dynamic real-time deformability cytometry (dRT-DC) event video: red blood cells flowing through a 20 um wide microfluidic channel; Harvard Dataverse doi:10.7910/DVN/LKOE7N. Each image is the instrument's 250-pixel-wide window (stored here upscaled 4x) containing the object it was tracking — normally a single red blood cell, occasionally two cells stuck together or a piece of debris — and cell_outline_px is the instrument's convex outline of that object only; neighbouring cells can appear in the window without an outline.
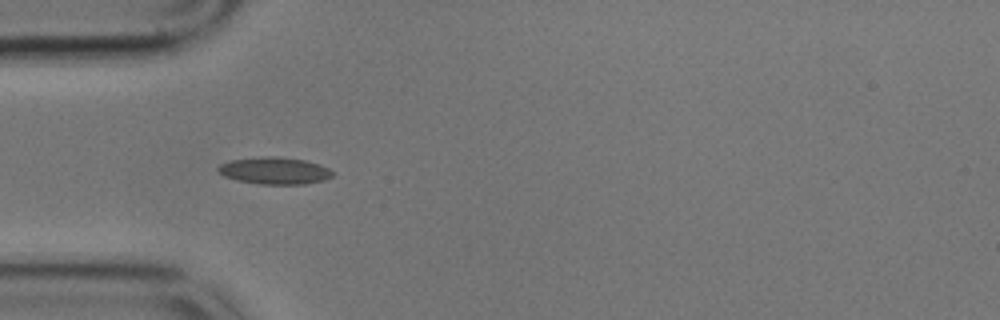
{"species": "common noctule bat (a hibernating species)", "species_latin": "Nyctalus noctula", "temperature_condition": "cold", "stored_images_in_passage": 42, "camera_frame_rate_fps": 3000, "um_per_image_px": 0.085, "animal": {"sex": "male", "body_mass_g": 17.9}, "frame": {"image": 1, "passage_image": 1, "time_ms": 0.0, "image_size_px": [1000, 320], "cell_outline_px": [[336, 172], [332, 176], [324, 180], [304, 184], [260, 184], [240, 180], [224, 176], [216, 168], [220, 164], [232, 160], [264, 156], [280, 156], [304, 160], [320, 164]], "centroid_in_image_um": [23.39, 14.5], "position_along_channel_um": 61.6, "area_um2": 17.98}}
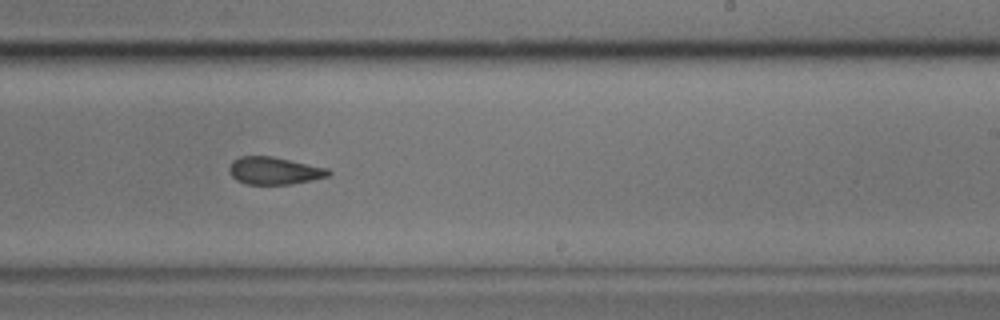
{"frame": {"image": 2, "passage_image": 19, "time_ms": 6.0, "image_size_px": [1000, 320], "cell_outline_px": [[332, 172], [328, 176], [312, 180], [292, 184], [248, 184], [236, 180], [228, 172], [228, 168], [232, 160], [240, 156], [272, 156], [328, 168]], "centroid_in_image_um": [23.29, 14.51], "position_along_channel_um": 265.7, "area_um2": 15.95}}
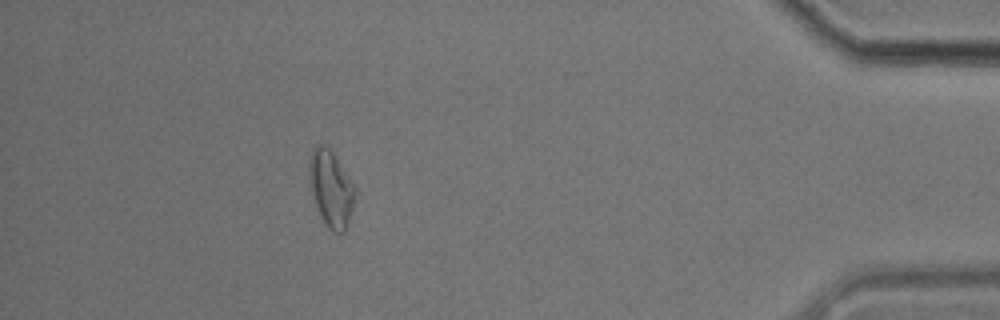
{"frame": {"image": 3, "passage_image": 36, "time_ms": 11.667, "image_size_px": [1000, 320], "cell_outline_px": [[356, 200], [348, 224], [344, 232], [336, 232], [328, 228], [320, 216], [308, 180], [308, 160], [312, 148], [316, 144], [324, 144], [332, 152], [352, 180], [356, 188]], "centroid_in_image_um": [28.14, 16.01], "position_along_channel_um": 407.1, "area_um2": 20.69}, "authors_computed_cell_mechanics": {"area_um2": 16.5597, "velocity_mm_per_s": 3.425, "shape_relaxation_time_tau1_ms": null, "shape_relaxation_time_tau2_ms": 1.9991, "deformation_change_tau1": null, "deformation_change_tau2": 0.0787}}